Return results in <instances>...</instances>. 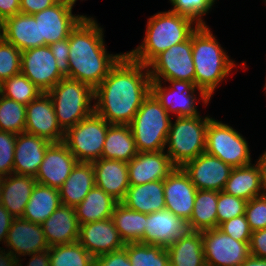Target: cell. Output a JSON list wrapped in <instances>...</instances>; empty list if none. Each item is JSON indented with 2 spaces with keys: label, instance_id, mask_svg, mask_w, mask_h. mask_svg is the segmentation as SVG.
<instances>
[{
  "label": "cell",
  "instance_id": "5bb4252c",
  "mask_svg": "<svg viewBox=\"0 0 266 266\" xmlns=\"http://www.w3.org/2000/svg\"><path fill=\"white\" fill-rule=\"evenodd\" d=\"M21 73L35 84L42 93H48L64 78L58 70L56 59L48 45L22 52Z\"/></svg>",
  "mask_w": 266,
  "mask_h": 266
},
{
  "label": "cell",
  "instance_id": "60d3db41",
  "mask_svg": "<svg viewBox=\"0 0 266 266\" xmlns=\"http://www.w3.org/2000/svg\"><path fill=\"white\" fill-rule=\"evenodd\" d=\"M172 9L178 15L192 19L198 26H207L204 16L210 13L215 0H169ZM210 11V12H209Z\"/></svg>",
  "mask_w": 266,
  "mask_h": 266
},
{
  "label": "cell",
  "instance_id": "f35d334b",
  "mask_svg": "<svg viewBox=\"0 0 266 266\" xmlns=\"http://www.w3.org/2000/svg\"><path fill=\"white\" fill-rule=\"evenodd\" d=\"M26 106L0 95V131L25 132Z\"/></svg>",
  "mask_w": 266,
  "mask_h": 266
},
{
  "label": "cell",
  "instance_id": "680465c9",
  "mask_svg": "<svg viewBox=\"0 0 266 266\" xmlns=\"http://www.w3.org/2000/svg\"><path fill=\"white\" fill-rule=\"evenodd\" d=\"M2 84H3V82L0 80V95L2 93Z\"/></svg>",
  "mask_w": 266,
  "mask_h": 266
},
{
  "label": "cell",
  "instance_id": "4fadbf2b",
  "mask_svg": "<svg viewBox=\"0 0 266 266\" xmlns=\"http://www.w3.org/2000/svg\"><path fill=\"white\" fill-rule=\"evenodd\" d=\"M201 233L207 266H240L251 255L249 242L237 241L218 228Z\"/></svg>",
  "mask_w": 266,
  "mask_h": 266
},
{
  "label": "cell",
  "instance_id": "44dd1931",
  "mask_svg": "<svg viewBox=\"0 0 266 266\" xmlns=\"http://www.w3.org/2000/svg\"><path fill=\"white\" fill-rule=\"evenodd\" d=\"M78 242L94 258L125 246L111 218L80 225Z\"/></svg>",
  "mask_w": 266,
  "mask_h": 266
},
{
  "label": "cell",
  "instance_id": "7402d4cb",
  "mask_svg": "<svg viewBox=\"0 0 266 266\" xmlns=\"http://www.w3.org/2000/svg\"><path fill=\"white\" fill-rule=\"evenodd\" d=\"M127 167L130 185H142L157 180H164L175 169L165 150L138 152L127 163Z\"/></svg>",
  "mask_w": 266,
  "mask_h": 266
},
{
  "label": "cell",
  "instance_id": "f5cc1de1",
  "mask_svg": "<svg viewBox=\"0 0 266 266\" xmlns=\"http://www.w3.org/2000/svg\"><path fill=\"white\" fill-rule=\"evenodd\" d=\"M14 217L0 204V244L5 245L7 233ZM3 247H0V250Z\"/></svg>",
  "mask_w": 266,
  "mask_h": 266
},
{
  "label": "cell",
  "instance_id": "3957f363",
  "mask_svg": "<svg viewBox=\"0 0 266 266\" xmlns=\"http://www.w3.org/2000/svg\"><path fill=\"white\" fill-rule=\"evenodd\" d=\"M216 38L209 25L198 26L192 33L195 85L210 98L238 65Z\"/></svg>",
  "mask_w": 266,
  "mask_h": 266
},
{
  "label": "cell",
  "instance_id": "f546056e",
  "mask_svg": "<svg viewBox=\"0 0 266 266\" xmlns=\"http://www.w3.org/2000/svg\"><path fill=\"white\" fill-rule=\"evenodd\" d=\"M94 186L92 163L78 162L59 188L61 203L75 208Z\"/></svg>",
  "mask_w": 266,
  "mask_h": 266
},
{
  "label": "cell",
  "instance_id": "8d00e7d4",
  "mask_svg": "<svg viewBox=\"0 0 266 266\" xmlns=\"http://www.w3.org/2000/svg\"><path fill=\"white\" fill-rule=\"evenodd\" d=\"M50 266H94L95 258L77 241L49 247Z\"/></svg>",
  "mask_w": 266,
  "mask_h": 266
},
{
  "label": "cell",
  "instance_id": "484cf974",
  "mask_svg": "<svg viewBox=\"0 0 266 266\" xmlns=\"http://www.w3.org/2000/svg\"><path fill=\"white\" fill-rule=\"evenodd\" d=\"M1 37L21 52L44 46L40 40L39 22L30 14L18 13L0 24Z\"/></svg>",
  "mask_w": 266,
  "mask_h": 266
},
{
  "label": "cell",
  "instance_id": "5b68a950",
  "mask_svg": "<svg viewBox=\"0 0 266 266\" xmlns=\"http://www.w3.org/2000/svg\"><path fill=\"white\" fill-rule=\"evenodd\" d=\"M171 120L165 152L175 167H182L188 161L205 152L206 129L210 115L175 117Z\"/></svg>",
  "mask_w": 266,
  "mask_h": 266
},
{
  "label": "cell",
  "instance_id": "6da1fadb",
  "mask_svg": "<svg viewBox=\"0 0 266 266\" xmlns=\"http://www.w3.org/2000/svg\"><path fill=\"white\" fill-rule=\"evenodd\" d=\"M147 65L125 54L94 89V112L109 124L129 125L151 93Z\"/></svg>",
  "mask_w": 266,
  "mask_h": 266
},
{
  "label": "cell",
  "instance_id": "f6af8a7d",
  "mask_svg": "<svg viewBox=\"0 0 266 266\" xmlns=\"http://www.w3.org/2000/svg\"><path fill=\"white\" fill-rule=\"evenodd\" d=\"M245 216L252 232L266 228V193L247 201Z\"/></svg>",
  "mask_w": 266,
  "mask_h": 266
},
{
  "label": "cell",
  "instance_id": "4dcf8cb0",
  "mask_svg": "<svg viewBox=\"0 0 266 266\" xmlns=\"http://www.w3.org/2000/svg\"><path fill=\"white\" fill-rule=\"evenodd\" d=\"M170 266H207L200 231H189L166 248Z\"/></svg>",
  "mask_w": 266,
  "mask_h": 266
},
{
  "label": "cell",
  "instance_id": "db71d44e",
  "mask_svg": "<svg viewBox=\"0 0 266 266\" xmlns=\"http://www.w3.org/2000/svg\"><path fill=\"white\" fill-rule=\"evenodd\" d=\"M29 258L25 266H50V250L27 255Z\"/></svg>",
  "mask_w": 266,
  "mask_h": 266
},
{
  "label": "cell",
  "instance_id": "7bdbcfd3",
  "mask_svg": "<svg viewBox=\"0 0 266 266\" xmlns=\"http://www.w3.org/2000/svg\"><path fill=\"white\" fill-rule=\"evenodd\" d=\"M246 204L247 201L242 198L219 191L217 201L218 226L225 221L245 214Z\"/></svg>",
  "mask_w": 266,
  "mask_h": 266
},
{
  "label": "cell",
  "instance_id": "ba28073f",
  "mask_svg": "<svg viewBox=\"0 0 266 266\" xmlns=\"http://www.w3.org/2000/svg\"><path fill=\"white\" fill-rule=\"evenodd\" d=\"M249 147L246 138L232 126L210 119L206 129V153L236 168L253 163Z\"/></svg>",
  "mask_w": 266,
  "mask_h": 266
},
{
  "label": "cell",
  "instance_id": "cb8c5ba5",
  "mask_svg": "<svg viewBox=\"0 0 266 266\" xmlns=\"http://www.w3.org/2000/svg\"><path fill=\"white\" fill-rule=\"evenodd\" d=\"M95 186L121 202L130 186L127 162L101 158L92 162Z\"/></svg>",
  "mask_w": 266,
  "mask_h": 266
},
{
  "label": "cell",
  "instance_id": "836d02e7",
  "mask_svg": "<svg viewBox=\"0 0 266 266\" xmlns=\"http://www.w3.org/2000/svg\"><path fill=\"white\" fill-rule=\"evenodd\" d=\"M61 204L59 189L36 183L22 218L42 224Z\"/></svg>",
  "mask_w": 266,
  "mask_h": 266
},
{
  "label": "cell",
  "instance_id": "7a4b0ae2",
  "mask_svg": "<svg viewBox=\"0 0 266 266\" xmlns=\"http://www.w3.org/2000/svg\"><path fill=\"white\" fill-rule=\"evenodd\" d=\"M104 28L96 18L85 16L70 32L69 78L95 89L126 53L111 54L104 41Z\"/></svg>",
  "mask_w": 266,
  "mask_h": 266
},
{
  "label": "cell",
  "instance_id": "ac0fdd59",
  "mask_svg": "<svg viewBox=\"0 0 266 266\" xmlns=\"http://www.w3.org/2000/svg\"><path fill=\"white\" fill-rule=\"evenodd\" d=\"M141 243L168 248L189 231L188 221L163 209L146 214V225Z\"/></svg>",
  "mask_w": 266,
  "mask_h": 266
},
{
  "label": "cell",
  "instance_id": "d6986e66",
  "mask_svg": "<svg viewBox=\"0 0 266 266\" xmlns=\"http://www.w3.org/2000/svg\"><path fill=\"white\" fill-rule=\"evenodd\" d=\"M77 163L78 160L63 141L52 143L35 176L36 182L59 189Z\"/></svg>",
  "mask_w": 266,
  "mask_h": 266
},
{
  "label": "cell",
  "instance_id": "7c38bea8",
  "mask_svg": "<svg viewBox=\"0 0 266 266\" xmlns=\"http://www.w3.org/2000/svg\"><path fill=\"white\" fill-rule=\"evenodd\" d=\"M147 66L151 81L184 80L195 84L192 35L162 51Z\"/></svg>",
  "mask_w": 266,
  "mask_h": 266
},
{
  "label": "cell",
  "instance_id": "f1b7e54d",
  "mask_svg": "<svg viewBox=\"0 0 266 266\" xmlns=\"http://www.w3.org/2000/svg\"><path fill=\"white\" fill-rule=\"evenodd\" d=\"M223 191L245 201L265 194L257 164L232 168Z\"/></svg>",
  "mask_w": 266,
  "mask_h": 266
},
{
  "label": "cell",
  "instance_id": "f907efd6",
  "mask_svg": "<svg viewBox=\"0 0 266 266\" xmlns=\"http://www.w3.org/2000/svg\"><path fill=\"white\" fill-rule=\"evenodd\" d=\"M59 0H20V13L33 15L52 7Z\"/></svg>",
  "mask_w": 266,
  "mask_h": 266
},
{
  "label": "cell",
  "instance_id": "d590c367",
  "mask_svg": "<svg viewBox=\"0 0 266 266\" xmlns=\"http://www.w3.org/2000/svg\"><path fill=\"white\" fill-rule=\"evenodd\" d=\"M111 219L125 244L141 242L145 231L146 214L132 210L118 202Z\"/></svg>",
  "mask_w": 266,
  "mask_h": 266
},
{
  "label": "cell",
  "instance_id": "9a60e30c",
  "mask_svg": "<svg viewBox=\"0 0 266 266\" xmlns=\"http://www.w3.org/2000/svg\"><path fill=\"white\" fill-rule=\"evenodd\" d=\"M33 16L39 22L40 40H44L46 46L69 38L70 32L87 15L73 14V6L59 0Z\"/></svg>",
  "mask_w": 266,
  "mask_h": 266
},
{
  "label": "cell",
  "instance_id": "4316f807",
  "mask_svg": "<svg viewBox=\"0 0 266 266\" xmlns=\"http://www.w3.org/2000/svg\"><path fill=\"white\" fill-rule=\"evenodd\" d=\"M35 177L10 174L0 178V204L14 217H22L36 184Z\"/></svg>",
  "mask_w": 266,
  "mask_h": 266
},
{
  "label": "cell",
  "instance_id": "74e56055",
  "mask_svg": "<svg viewBox=\"0 0 266 266\" xmlns=\"http://www.w3.org/2000/svg\"><path fill=\"white\" fill-rule=\"evenodd\" d=\"M124 249L131 266H170L167 250L161 246L135 242L125 244Z\"/></svg>",
  "mask_w": 266,
  "mask_h": 266
},
{
  "label": "cell",
  "instance_id": "11a10c76",
  "mask_svg": "<svg viewBox=\"0 0 266 266\" xmlns=\"http://www.w3.org/2000/svg\"><path fill=\"white\" fill-rule=\"evenodd\" d=\"M256 159L255 163L259 167L262 186L266 191V149L261 153V155Z\"/></svg>",
  "mask_w": 266,
  "mask_h": 266
},
{
  "label": "cell",
  "instance_id": "277c9868",
  "mask_svg": "<svg viewBox=\"0 0 266 266\" xmlns=\"http://www.w3.org/2000/svg\"><path fill=\"white\" fill-rule=\"evenodd\" d=\"M145 37L136 48L125 53L134 61L148 65L158 54L175 44L186 41L198 28L188 17L160 11L147 19Z\"/></svg>",
  "mask_w": 266,
  "mask_h": 266
},
{
  "label": "cell",
  "instance_id": "8992f818",
  "mask_svg": "<svg viewBox=\"0 0 266 266\" xmlns=\"http://www.w3.org/2000/svg\"><path fill=\"white\" fill-rule=\"evenodd\" d=\"M48 94L64 132L94 112V89L78 80L64 77Z\"/></svg>",
  "mask_w": 266,
  "mask_h": 266
},
{
  "label": "cell",
  "instance_id": "681fc988",
  "mask_svg": "<svg viewBox=\"0 0 266 266\" xmlns=\"http://www.w3.org/2000/svg\"><path fill=\"white\" fill-rule=\"evenodd\" d=\"M249 247L252 256L266 259V228L251 233Z\"/></svg>",
  "mask_w": 266,
  "mask_h": 266
},
{
  "label": "cell",
  "instance_id": "30bf717a",
  "mask_svg": "<svg viewBox=\"0 0 266 266\" xmlns=\"http://www.w3.org/2000/svg\"><path fill=\"white\" fill-rule=\"evenodd\" d=\"M109 124L93 112L65 132L63 142L78 162L92 163L102 158Z\"/></svg>",
  "mask_w": 266,
  "mask_h": 266
},
{
  "label": "cell",
  "instance_id": "d4e9b609",
  "mask_svg": "<svg viewBox=\"0 0 266 266\" xmlns=\"http://www.w3.org/2000/svg\"><path fill=\"white\" fill-rule=\"evenodd\" d=\"M41 225L49 247L78 241L80 224L74 207L61 204Z\"/></svg>",
  "mask_w": 266,
  "mask_h": 266
},
{
  "label": "cell",
  "instance_id": "9c48e42d",
  "mask_svg": "<svg viewBox=\"0 0 266 266\" xmlns=\"http://www.w3.org/2000/svg\"><path fill=\"white\" fill-rule=\"evenodd\" d=\"M4 246L7 249L0 250V266H23L27 255L49 249L42 225L22 217L12 220Z\"/></svg>",
  "mask_w": 266,
  "mask_h": 266
},
{
  "label": "cell",
  "instance_id": "1f68e13d",
  "mask_svg": "<svg viewBox=\"0 0 266 266\" xmlns=\"http://www.w3.org/2000/svg\"><path fill=\"white\" fill-rule=\"evenodd\" d=\"M138 154L129 125L111 124L106 132L102 158L129 162Z\"/></svg>",
  "mask_w": 266,
  "mask_h": 266
},
{
  "label": "cell",
  "instance_id": "c3c4849f",
  "mask_svg": "<svg viewBox=\"0 0 266 266\" xmlns=\"http://www.w3.org/2000/svg\"><path fill=\"white\" fill-rule=\"evenodd\" d=\"M94 266H131V263L123 248L95 258Z\"/></svg>",
  "mask_w": 266,
  "mask_h": 266
},
{
  "label": "cell",
  "instance_id": "83f0119b",
  "mask_svg": "<svg viewBox=\"0 0 266 266\" xmlns=\"http://www.w3.org/2000/svg\"><path fill=\"white\" fill-rule=\"evenodd\" d=\"M121 203L144 214L165 209L164 180L130 185Z\"/></svg>",
  "mask_w": 266,
  "mask_h": 266
},
{
  "label": "cell",
  "instance_id": "8fae6325",
  "mask_svg": "<svg viewBox=\"0 0 266 266\" xmlns=\"http://www.w3.org/2000/svg\"><path fill=\"white\" fill-rule=\"evenodd\" d=\"M166 82L169 84L168 86H166ZM151 94L171 117L199 116L201 113L196 106L198 105L196 102L198 100L197 96L200 97L199 99L204 106L209 105L211 101V98L202 89L184 80L152 81Z\"/></svg>",
  "mask_w": 266,
  "mask_h": 266
},
{
  "label": "cell",
  "instance_id": "e0dca14e",
  "mask_svg": "<svg viewBox=\"0 0 266 266\" xmlns=\"http://www.w3.org/2000/svg\"><path fill=\"white\" fill-rule=\"evenodd\" d=\"M197 190L223 191L232 167L206 152L181 167Z\"/></svg>",
  "mask_w": 266,
  "mask_h": 266
},
{
  "label": "cell",
  "instance_id": "ffe728a7",
  "mask_svg": "<svg viewBox=\"0 0 266 266\" xmlns=\"http://www.w3.org/2000/svg\"><path fill=\"white\" fill-rule=\"evenodd\" d=\"M197 188L181 167L164 179L165 209L185 220L191 218Z\"/></svg>",
  "mask_w": 266,
  "mask_h": 266
},
{
  "label": "cell",
  "instance_id": "e575fe53",
  "mask_svg": "<svg viewBox=\"0 0 266 266\" xmlns=\"http://www.w3.org/2000/svg\"><path fill=\"white\" fill-rule=\"evenodd\" d=\"M217 201V191L197 190L193 212L188 220L190 231L218 228Z\"/></svg>",
  "mask_w": 266,
  "mask_h": 266
},
{
  "label": "cell",
  "instance_id": "91938a15",
  "mask_svg": "<svg viewBox=\"0 0 266 266\" xmlns=\"http://www.w3.org/2000/svg\"><path fill=\"white\" fill-rule=\"evenodd\" d=\"M265 85H264V91H265V94H266V78H265V83H264Z\"/></svg>",
  "mask_w": 266,
  "mask_h": 266
},
{
  "label": "cell",
  "instance_id": "b9f144b4",
  "mask_svg": "<svg viewBox=\"0 0 266 266\" xmlns=\"http://www.w3.org/2000/svg\"><path fill=\"white\" fill-rule=\"evenodd\" d=\"M22 52L0 37V80L3 82L21 73Z\"/></svg>",
  "mask_w": 266,
  "mask_h": 266
},
{
  "label": "cell",
  "instance_id": "ab89813d",
  "mask_svg": "<svg viewBox=\"0 0 266 266\" xmlns=\"http://www.w3.org/2000/svg\"><path fill=\"white\" fill-rule=\"evenodd\" d=\"M41 93L42 91L23 73H19L3 81L1 95L27 106Z\"/></svg>",
  "mask_w": 266,
  "mask_h": 266
},
{
  "label": "cell",
  "instance_id": "6f0895ef",
  "mask_svg": "<svg viewBox=\"0 0 266 266\" xmlns=\"http://www.w3.org/2000/svg\"><path fill=\"white\" fill-rule=\"evenodd\" d=\"M62 1L65 2L66 4H69V5L74 7L78 0H62ZM81 1H83V0H81Z\"/></svg>",
  "mask_w": 266,
  "mask_h": 266
},
{
  "label": "cell",
  "instance_id": "9f6ffc18",
  "mask_svg": "<svg viewBox=\"0 0 266 266\" xmlns=\"http://www.w3.org/2000/svg\"><path fill=\"white\" fill-rule=\"evenodd\" d=\"M240 266H266V259L250 255Z\"/></svg>",
  "mask_w": 266,
  "mask_h": 266
},
{
  "label": "cell",
  "instance_id": "816d5d0a",
  "mask_svg": "<svg viewBox=\"0 0 266 266\" xmlns=\"http://www.w3.org/2000/svg\"><path fill=\"white\" fill-rule=\"evenodd\" d=\"M20 13V0H0V24Z\"/></svg>",
  "mask_w": 266,
  "mask_h": 266
},
{
  "label": "cell",
  "instance_id": "603a6c76",
  "mask_svg": "<svg viewBox=\"0 0 266 266\" xmlns=\"http://www.w3.org/2000/svg\"><path fill=\"white\" fill-rule=\"evenodd\" d=\"M51 144L42 137L26 132L17 134L13 174L35 177Z\"/></svg>",
  "mask_w": 266,
  "mask_h": 266
},
{
  "label": "cell",
  "instance_id": "ee69618b",
  "mask_svg": "<svg viewBox=\"0 0 266 266\" xmlns=\"http://www.w3.org/2000/svg\"><path fill=\"white\" fill-rule=\"evenodd\" d=\"M17 134L0 131V178L13 173Z\"/></svg>",
  "mask_w": 266,
  "mask_h": 266
},
{
  "label": "cell",
  "instance_id": "d6a6232c",
  "mask_svg": "<svg viewBox=\"0 0 266 266\" xmlns=\"http://www.w3.org/2000/svg\"><path fill=\"white\" fill-rule=\"evenodd\" d=\"M116 201L103 189L94 186L84 200L75 207V212L80 225L102 221L112 217Z\"/></svg>",
  "mask_w": 266,
  "mask_h": 266
},
{
  "label": "cell",
  "instance_id": "bcb514c9",
  "mask_svg": "<svg viewBox=\"0 0 266 266\" xmlns=\"http://www.w3.org/2000/svg\"><path fill=\"white\" fill-rule=\"evenodd\" d=\"M218 229L237 241L250 242L252 231L245 214L221 223Z\"/></svg>",
  "mask_w": 266,
  "mask_h": 266
},
{
  "label": "cell",
  "instance_id": "52a82bcc",
  "mask_svg": "<svg viewBox=\"0 0 266 266\" xmlns=\"http://www.w3.org/2000/svg\"><path fill=\"white\" fill-rule=\"evenodd\" d=\"M173 118L150 93L129 124L138 152L165 150Z\"/></svg>",
  "mask_w": 266,
  "mask_h": 266
},
{
  "label": "cell",
  "instance_id": "2e32d148",
  "mask_svg": "<svg viewBox=\"0 0 266 266\" xmlns=\"http://www.w3.org/2000/svg\"><path fill=\"white\" fill-rule=\"evenodd\" d=\"M25 132L42 137L51 143L64 140L65 132L58 124L53 102L48 93H41L26 106Z\"/></svg>",
  "mask_w": 266,
  "mask_h": 266
},
{
  "label": "cell",
  "instance_id": "7dc6e473",
  "mask_svg": "<svg viewBox=\"0 0 266 266\" xmlns=\"http://www.w3.org/2000/svg\"><path fill=\"white\" fill-rule=\"evenodd\" d=\"M56 59L59 72L69 78V42L68 38L48 45Z\"/></svg>",
  "mask_w": 266,
  "mask_h": 266
}]
</instances>
